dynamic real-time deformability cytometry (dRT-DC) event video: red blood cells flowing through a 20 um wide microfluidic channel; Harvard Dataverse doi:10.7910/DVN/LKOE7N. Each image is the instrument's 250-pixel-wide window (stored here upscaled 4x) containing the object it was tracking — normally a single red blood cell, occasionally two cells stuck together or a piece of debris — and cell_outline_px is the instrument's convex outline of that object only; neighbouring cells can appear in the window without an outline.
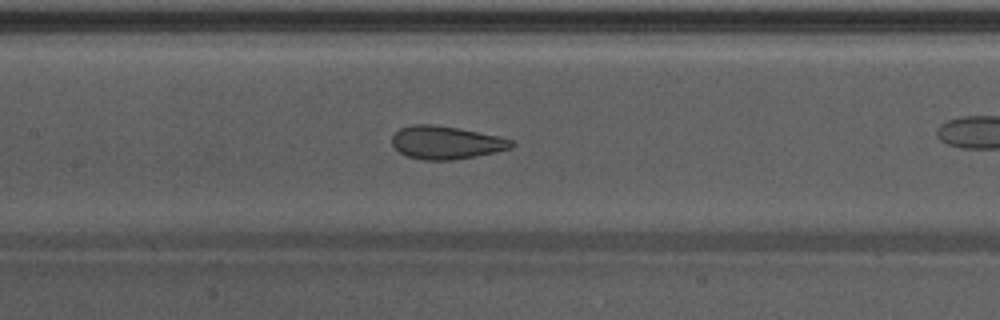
{"species": "Egyptian fruit bat (a non-hibernating species)", "species_latin": "Rousettus aegyptiacus", "temperature_condition": "warm", "stored_images_in_passage": 42, "camera_frame_rate_fps": 3000, "um_per_image_px": 0.085, "animal": {"sex": "male"}, "frame": {"image": 1, "passage_image": 24, "time_ms": 7.667, "image_size_px": [1000, 320], "cell_outline_px": [[516, 144], [512, 148], [496, 152], [476, 156], [452, 160], [424, 160], [408, 156], [400, 152], [392, 144], [392, 136], [400, 128], [412, 124], [432, 124], [460, 128], [500, 136], [512, 140]], "centroid_in_image_um": [37.95, 12.11], "position_along_channel_um": 169.5, "area_um2": 23.12}}